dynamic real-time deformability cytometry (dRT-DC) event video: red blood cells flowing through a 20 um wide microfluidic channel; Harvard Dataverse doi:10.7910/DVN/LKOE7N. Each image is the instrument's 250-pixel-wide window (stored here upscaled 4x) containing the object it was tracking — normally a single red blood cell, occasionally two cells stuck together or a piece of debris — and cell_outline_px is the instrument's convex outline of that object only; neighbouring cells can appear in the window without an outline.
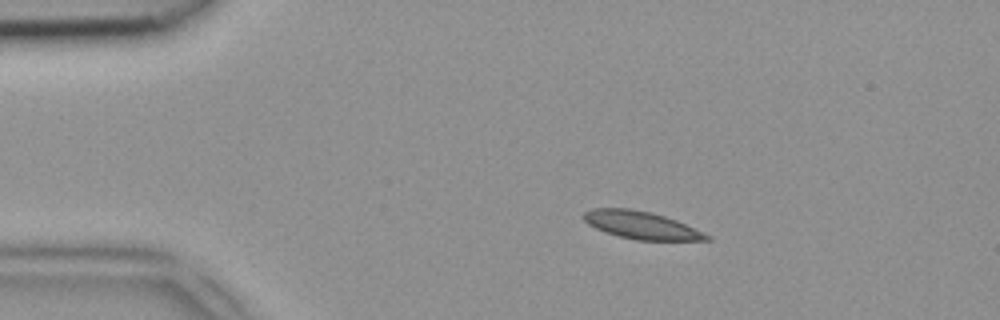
{"species": "common noctule bat (a hibernating species)", "species_latin": "Nyctalus noctula", "temperature_condition": "room temperature", "stored_images_in_passage": 41, "camera_frame_rate_fps": 3000, "um_per_image_px": 0.085, "animal": {"sex": "female", "body_mass_g": 18.4}, "frame": {"image": 1, "passage_image": 2, "time_ms": 0.333, "image_size_px": [1000, 320], "cell_outline_px": [[712, 240], [636, 240], [620, 236], [596, 228], [588, 224], [584, 220], [584, 212], [592, 208], [632, 208], [652, 212], [676, 220], [704, 232], [712, 236]], "centroid_in_image_um": [54.54, 19.13], "position_along_channel_um": 30.5, "area_um2": 19.71}}
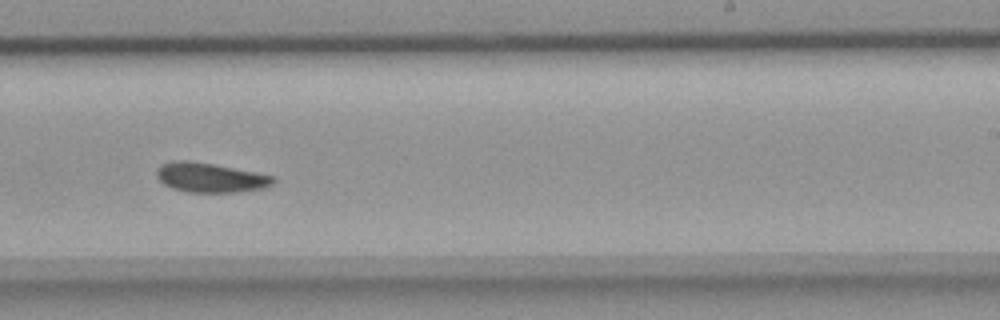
{"frame": {"image": 2, "passage_image": 23, "time_ms": 7.333, "image_size_px": [1000, 320], "cell_outline_px": [[276, 180], [272, 184], [264, 188], [232, 192], [188, 192], [172, 188], [164, 184], [156, 176], [156, 168], [160, 164], [172, 160], [192, 160], [256, 172], [272, 176]], "centroid_in_image_um": [17.82, 15.07], "position_along_channel_um": 271.2, "area_um2": 20.11}}
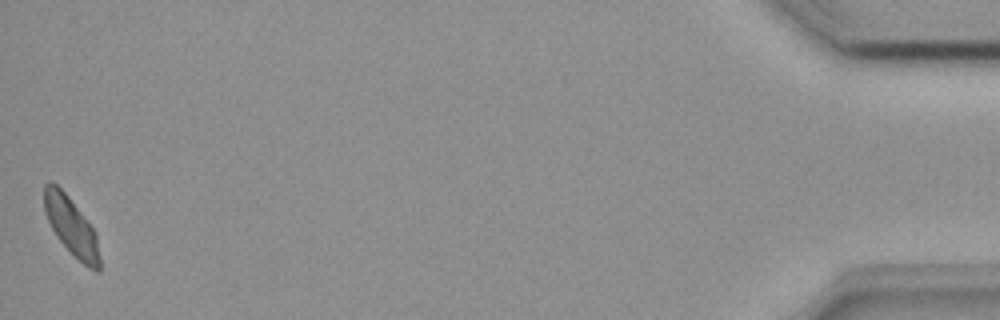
{"frame": {"image": 3, "passage_image": 41, "time_ms": 13.333, "image_size_px": [1000, 320], "cell_outline_px": [[100, 272], [96, 272], [88, 268], [56, 236], [44, 212], [44, 184], [56, 184], [68, 196], [96, 232], [100, 256]], "centroid_in_image_um": [6.08, 19.27], "position_along_channel_um": 429.1, "area_um2": 18.38}}